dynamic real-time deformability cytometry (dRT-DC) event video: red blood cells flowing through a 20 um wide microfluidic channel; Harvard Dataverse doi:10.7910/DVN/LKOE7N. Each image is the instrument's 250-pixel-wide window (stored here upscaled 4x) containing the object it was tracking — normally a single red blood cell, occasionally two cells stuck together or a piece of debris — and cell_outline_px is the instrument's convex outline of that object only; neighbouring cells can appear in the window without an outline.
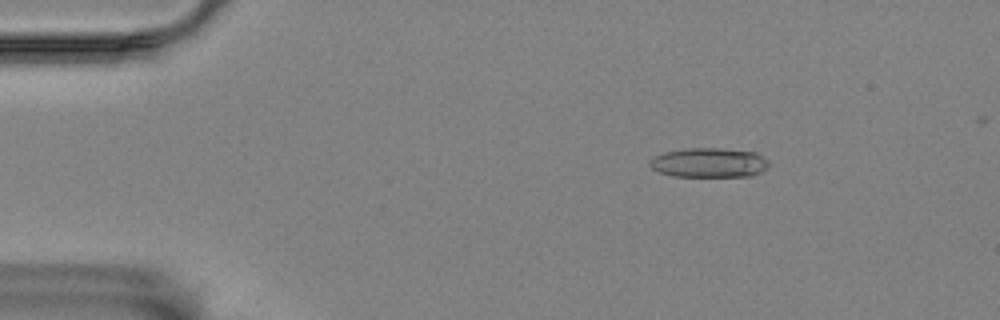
{"species": "Egyptian fruit bat (a non-hibernating species)", "species_latin": "Rousettus aegyptiacus", "temperature_condition": "room temperature", "stored_images_in_passage": 7, "camera_frame_rate_fps": 3000, "um_per_image_px": 0.085, "animal": {"sex": "female"}, "frame": {"image": 1, "passage_image": 3, "time_ms": 2.333, "image_size_px": [1000, 320], "cell_outline_px": [[768, 168], [752, 176], [672, 176], [660, 172], [652, 168], [648, 164], [648, 160], [652, 156], [664, 152], [684, 148], [720, 148], [756, 152], [768, 160]], "centroid_in_image_um": [60.24, 13.82], "position_along_channel_um": 24.8, "area_um2": 20.69}}
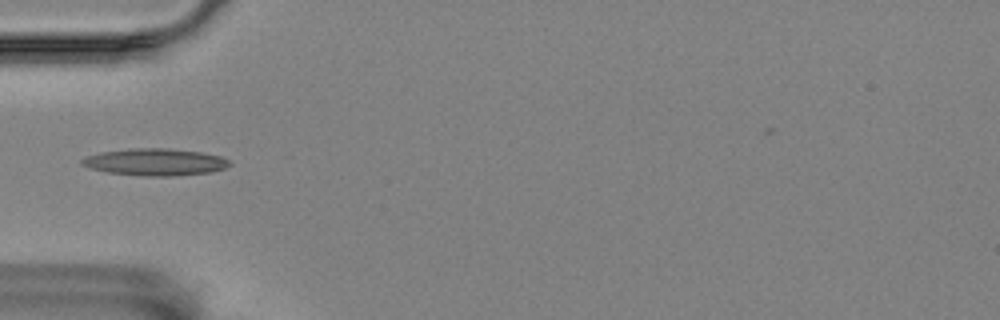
{"frame": {"image": 2, "passage_image": 6, "time_ms": 5.667, "image_size_px": [1000, 320], "cell_outline_px": [[232, 164], [224, 168], [208, 172], [172, 176], [148, 176], [108, 172], [92, 168], [80, 164], [80, 160], [88, 156], [100, 152], [128, 148], [168, 148], [200, 152], [220, 156], [228, 160]], "centroid_in_image_um": [13.17, 13.76], "position_along_channel_um": 71.8, "area_um2": 23.0}}
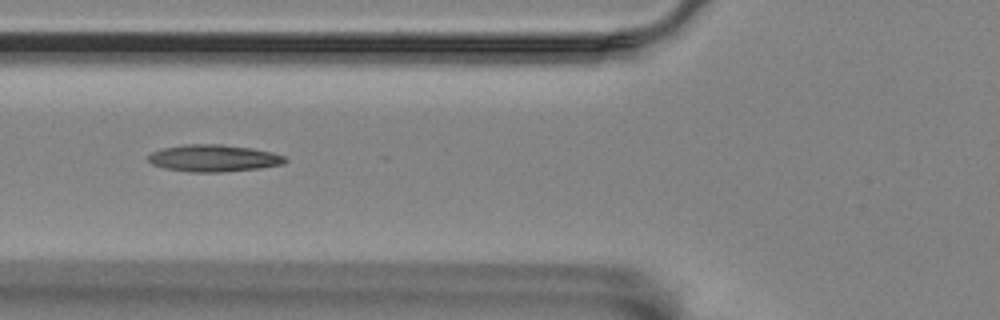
{"frame": {"image": 3, "passage_image": 7, "time_ms": 6.667, "image_size_px": [1000, 320], "cell_outline_px": [[288, 160], [284, 164], [260, 168], [220, 172], [192, 172], [164, 168], [152, 164], [148, 160], [148, 156], [152, 152], [164, 148], [184, 144], [220, 144], [252, 148], [272, 152], [284, 156]], "centroid_in_image_um": [18.18, 13.44], "position_along_channel_um": 107.6, "area_um2": 21.5}}